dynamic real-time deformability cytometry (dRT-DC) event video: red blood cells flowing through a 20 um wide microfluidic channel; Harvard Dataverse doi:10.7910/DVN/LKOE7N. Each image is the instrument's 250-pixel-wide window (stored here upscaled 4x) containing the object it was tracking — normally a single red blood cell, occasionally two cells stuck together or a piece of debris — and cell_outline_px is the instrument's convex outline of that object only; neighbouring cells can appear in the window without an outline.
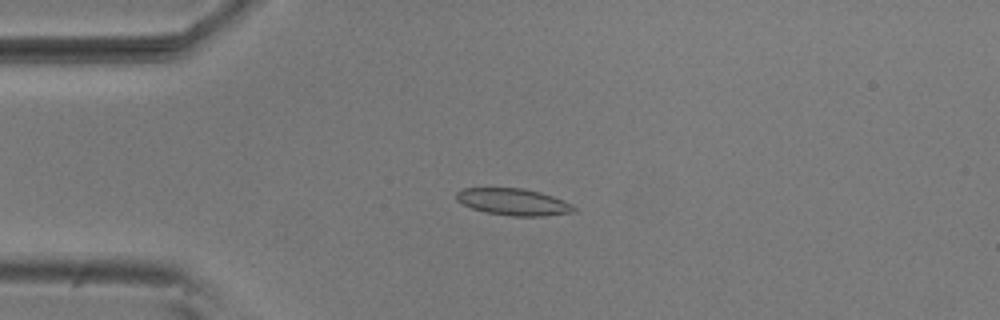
{"species": "common noctule bat (a hibernating species)", "species_latin": "Nyctalus noctula", "temperature_condition": "room temperature", "stored_images_in_passage": 5, "camera_frame_rate_fps": 3000, "um_per_image_px": 0.085, "animal": {"sex": "male", "body_mass_g": 20.5, "forearm_length_mm": 52.5}, "frame": {"image": 1, "passage_image": 4, "time_ms": 1.0, "image_size_px": [1000, 320], "cell_outline_px": [[576, 212], [544, 216], [512, 216], [484, 212], [472, 208], [456, 200], [456, 192], [460, 188], [524, 188], [540, 192], [564, 200], [572, 204], [576, 208]], "centroid_in_image_um": [43.65, 17.16], "position_along_channel_um": 41.4, "area_um2": 18.5}}